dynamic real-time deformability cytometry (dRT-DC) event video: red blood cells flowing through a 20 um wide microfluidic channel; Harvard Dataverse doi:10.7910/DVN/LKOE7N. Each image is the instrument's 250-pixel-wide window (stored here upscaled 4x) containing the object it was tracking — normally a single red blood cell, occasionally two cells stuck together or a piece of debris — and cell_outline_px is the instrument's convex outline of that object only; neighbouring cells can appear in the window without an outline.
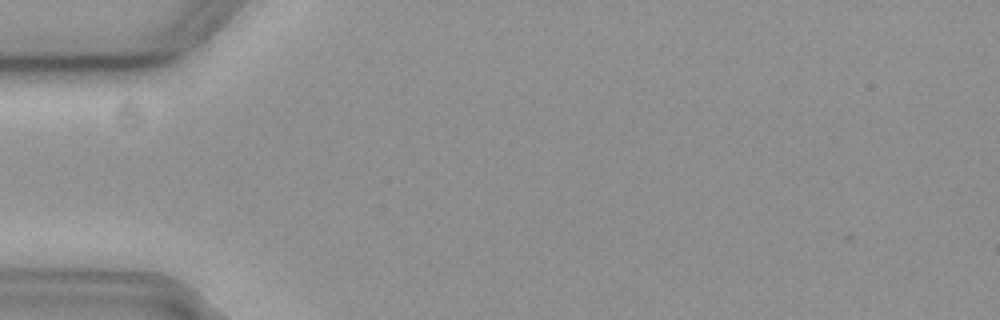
{"species": "common noctule bat (a hibernating species)", "species_latin": "Nyctalus noctula", "temperature_condition": "cold", "stored_images_in_passage": 1, "camera_frame_rate_fps": 3000, "um_per_image_px": 0.085, "animal": {"sex": "female", "body_mass_g": 19.3, "forearm_length_mm": 54.1}, "frame": {"image": 1, "passage_image": 1, "time_ms": 0.0, "image_size_px": [1000, 320], "cell_outline_px": [[192, 20], [184, 32], [180, 36], [172, 40], [112, 44], [60, 44], [56, 40], [192, 16]], "centroid_in_image_um": [11.48, 2.86], "position_along_channel_um": 73.5, "area_um2": 13.12}}